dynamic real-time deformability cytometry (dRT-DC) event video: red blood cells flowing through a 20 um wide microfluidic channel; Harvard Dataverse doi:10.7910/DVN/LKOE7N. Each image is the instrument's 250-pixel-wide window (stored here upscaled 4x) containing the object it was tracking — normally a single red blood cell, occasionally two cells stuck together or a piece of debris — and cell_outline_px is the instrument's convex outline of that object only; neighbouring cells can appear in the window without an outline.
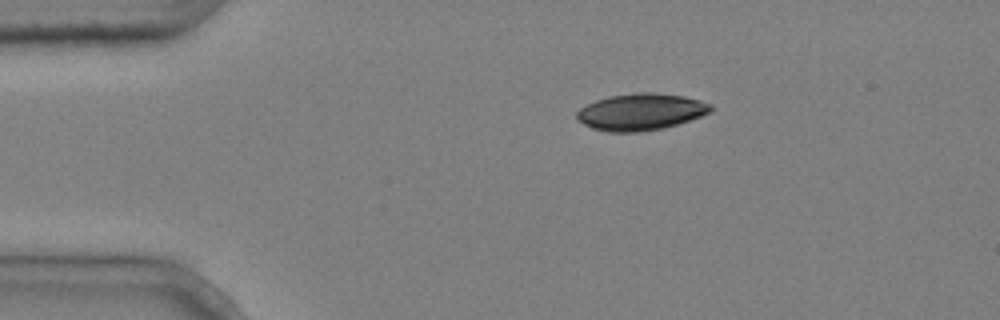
{"species": "common noctule bat (a hibernating species)", "species_latin": "Nyctalus noctula", "temperature_condition": "cold", "stored_images_in_passage": 1, "camera_frame_rate_fps": 3000, "um_per_image_px": 0.085, "animal": {"sex": "male", "body_mass_g": 20.4}, "frame": {"image": 1, "passage_image": 1, "time_ms": 0.0, "image_size_px": [1000, 320], "cell_outline_px": [[712, 112], [664, 128], [640, 132], [608, 132], [592, 128], [576, 120], [576, 112], [580, 108], [596, 100], [608, 96], [636, 92], [652, 92], [684, 96], [700, 100], [712, 104]], "centroid_in_image_um": [54.45, 9.5], "position_along_channel_um": 30.5, "area_um2": 28.78}}